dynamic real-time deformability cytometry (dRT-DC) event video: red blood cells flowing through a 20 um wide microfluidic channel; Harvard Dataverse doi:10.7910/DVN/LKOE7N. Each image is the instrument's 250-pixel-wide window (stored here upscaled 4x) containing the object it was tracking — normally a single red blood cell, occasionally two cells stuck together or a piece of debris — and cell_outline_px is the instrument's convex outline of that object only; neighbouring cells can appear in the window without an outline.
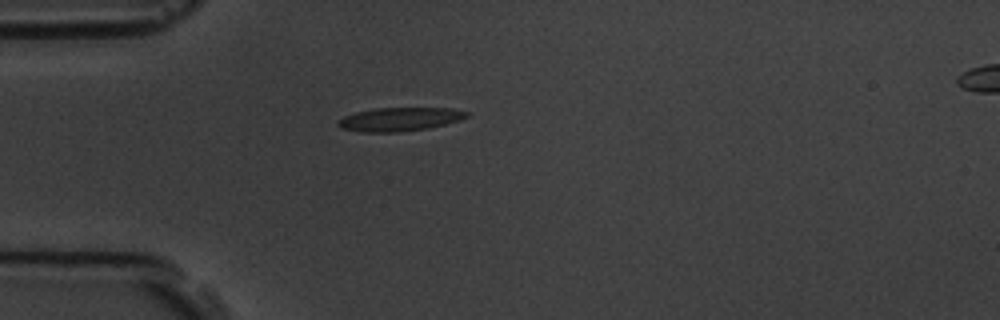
{"species": "common noctule bat (a hibernating species)", "species_latin": "Nyctalus noctula", "temperature_condition": "room temperature", "stored_images_in_passage": 2, "camera_frame_rate_fps": 3000, "um_per_image_px": 0.085, "animal": {"sex": "male", "body_mass_g": 19.5, "forearm_length_mm": 54.6}, "frame": {"image": 1, "passage_image": 1, "time_ms": 0.0, "image_size_px": [1000, 320], "cell_outline_px": [[468, 116], [460, 120], [428, 128], [400, 132], [360, 132], [340, 128], [336, 124], [344, 116], [356, 112], [376, 108], [452, 108], [468, 112]], "centroid_in_image_um": [33.96, 10.14], "position_along_channel_um": 51.0, "area_um2": 17.63}}